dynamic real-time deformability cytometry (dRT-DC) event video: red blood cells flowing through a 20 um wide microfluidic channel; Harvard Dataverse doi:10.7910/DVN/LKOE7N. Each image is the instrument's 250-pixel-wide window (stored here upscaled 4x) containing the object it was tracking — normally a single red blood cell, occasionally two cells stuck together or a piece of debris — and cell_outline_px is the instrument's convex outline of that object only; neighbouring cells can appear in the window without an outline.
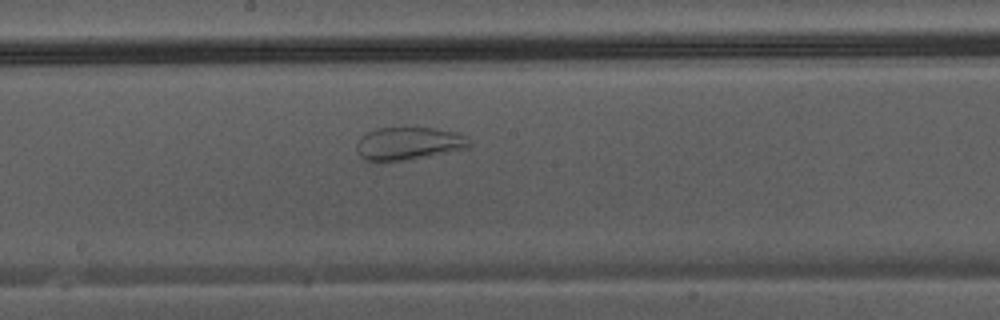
{"species": "Egyptian fruit bat (a non-hibernating species)", "species_latin": "Rousettus aegyptiacus", "temperature_condition": "warm", "stored_images_in_passage": 39, "segment_of_instrument_passage": [2, 2], "camera_frame_rate_fps": 3000, "um_per_image_px": 0.085, "animal": {"sex": "male"}, "frame": {"image": 1, "passage_image": 19, "time_ms": 6.0, "image_size_px": [1000, 320], "cell_outline_px": [[472, 144], [468, 148], [428, 156], [404, 160], [364, 160], [360, 156], [356, 148], [356, 144], [360, 136], [376, 128], [432, 128], [456, 132], [464, 136]], "centroid_in_image_um": [34.72, 12.19], "position_along_channel_um": 213.5, "area_um2": 21.27}}
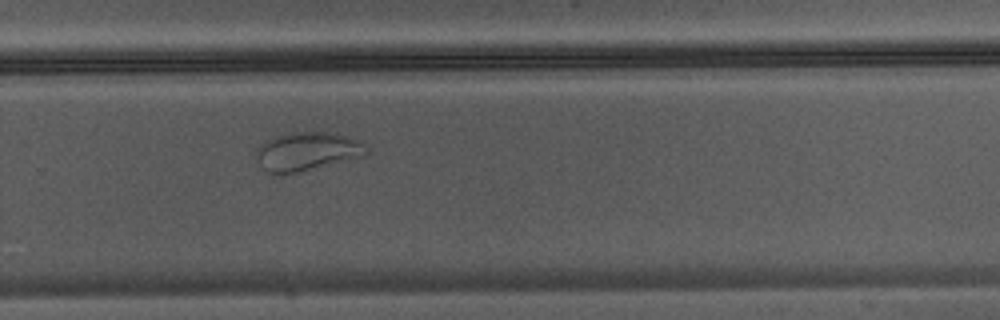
{"frame": {"image": 2, "passage_image": 25, "time_ms": 8.0, "image_size_px": [1000, 320], "cell_outline_px": [[368, 152], [364, 156], [296, 172], [268, 172], [256, 160], [256, 152], [268, 140], [276, 136], [296, 132], [336, 132], [360, 140], [368, 148]], "centroid_in_image_um": [26.18, 12.84], "position_along_channel_um": 303.6, "area_um2": 24.16}}
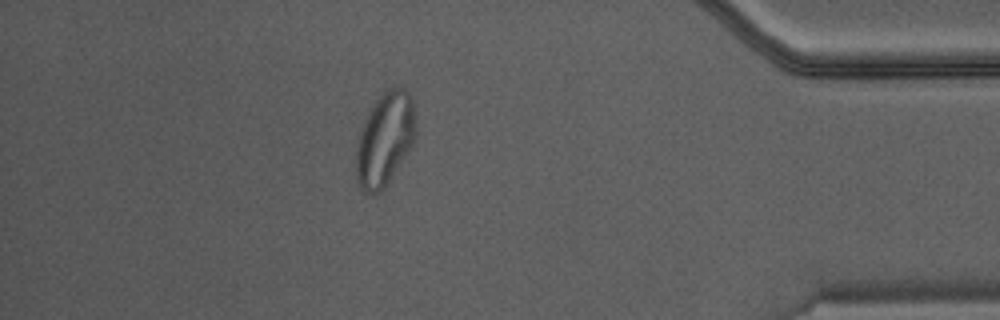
{"frame": {"image": 3, "passage_image": 34, "time_ms": 11.0, "image_size_px": [1000, 320], "cell_outline_px": [[416, 128], [412, 144], [380, 192], [376, 196], [372, 196], [364, 192], [360, 188], [356, 176], [356, 148], [360, 132], [364, 120], [372, 104], [388, 88], [404, 88], [412, 96]], "centroid_in_image_um": [32.68, 11.82], "position_along_channel_um": 402.5, "area_um2": 32.02}}